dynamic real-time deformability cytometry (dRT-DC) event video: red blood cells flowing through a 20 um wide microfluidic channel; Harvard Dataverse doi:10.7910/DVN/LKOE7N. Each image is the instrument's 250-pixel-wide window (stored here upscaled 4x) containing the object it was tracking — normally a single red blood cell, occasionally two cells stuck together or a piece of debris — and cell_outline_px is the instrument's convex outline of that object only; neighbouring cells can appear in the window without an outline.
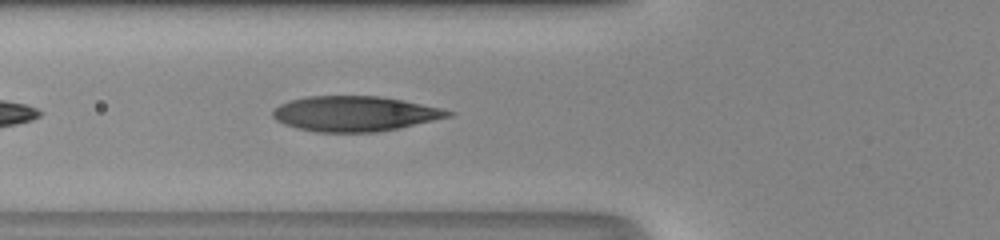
{"species": "human", "species_latin": "Homo sapiens", "temperature_condition": "room temperature", "stored_images_in_passage": 31, "camera_frame_rate_fps": 3000, "um_per_image_px": 0.085, "donor": {"sex": "male"}, "frame": {"image": 1, "passage_image": 5, "time_ms": 1.333, "image_size_px": [1000, 240], "cell_outline_px": [[456, 112], [452, 116], [400, 128], [376, 132], [316, 132], [296, 128], [284, 124], [276, 120], [272, 116], [272, 112], [280, 104], [288, 100], [308, 96], [380, 96], [404, 100], [440, 108]], "centroid_in_image_um": [30.16, 9.66], "position_along_channel_um": 95.6, "area_um2": 36.07}, "authors_computed_cell_mechanics": {"area_um2": 36.125, "velocity_mm_per_s": 4.2183, "shape_relaxation_time_tau1_ms": 5.3527, "shape_relaxation_time_tau2_ms": 0.7557, "deformation_change_tau1": 0.2336, "deformation_change_tau2": 0.0699}}